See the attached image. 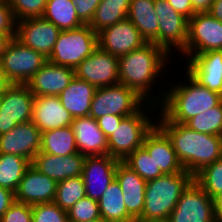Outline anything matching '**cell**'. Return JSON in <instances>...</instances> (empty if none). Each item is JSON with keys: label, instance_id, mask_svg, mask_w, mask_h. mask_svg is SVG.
I'll return each instance as SVG.
<instances>
[{"label": "cell", "instance_id": "obj_41", "mask_svg": "<svg viewBox=\"0 0 222 222\" xmlns=\"http://www.w3.org/2000/svg\"><path fill=\"white\" fill-rule=\"evenodd\" d=\"M102 0H72L76 7L77 16L84 24H89L96 8Z\"/></svg>", "mask_w": 222, "mask_h": 222}, {"label": "cell", "instance_id": "obj_10", "mask_svg": "<svg viewBox=\"0 0 222 222\" xmlns=\"http://www.w3.org/2000/svg\"><path fill=\"white\" fill-rule=\"evenodd\" d=\"M34 98L26 84H11L0 95V135L32 121Z\"/></svg>", "mask_w": 222, "mask_h": 222}, {"label": "cell", "instance_id": "obj_36", "mask_svg": "<svg viewBox=\"0 0 222 222\" xmlns=\"http://www.w3.org/2000/svg\"><path fill=\"white\" fill-rule=\"evenodd\" d=\"M122 162L145 181L164 175L161 171H156L153 157H150L148 151L143 146L129 154Z\"/></svg>", "mask_w": 222, "mask_h": 222}, {"label": "cell", "instance_id": "obj_31", "mask_svg": "<svg viewBox=\"0 0 222 222\" xmlns=\"http://www.w3.org/2000/svg\"><path fill=\"white\" fill-rule=\"evenodd\" d=\"M43 18L53 23L61 31L84 25L79 19L72 0H48Z\"/></svg>", "mask_w": 222, "mask_h": 222}, {"label": "cell", "instance_id": "obj_29", "mask_svg": "<svg viewBox=\"0 0 222 222\" xmlns=\"http://www.w3.org/2000/svg\"><path fill=\"white\" fill-rule=\"evenodd\" d=\"M40 152L58 156L78 153L72 127L68 126L42 132Z\"/></svg>", "mask_w": 222, "mask_h": 222}, {"label": "cell", "instance_id": "obj_40", "mask_svg": "<svg viewBox=\"0 0 222 222\" xmlns=\"http://www.w3.org/2000/svg\"><path fill=\"white\" fill-rule=\"evenodd\" d=\"M0 222H32V206L15 201L2 215Z\"/></svg>", "mask_w": 222, "mask_h": 222}, {"label": "cell", "instance_id": "obj_17", "mask_svg": "<svg viewBox=\"0 0 222 222\" xmlns=\"http://www.w3.org/2000/svg\"><path fill=\"white\" fill-rule=\"evenodd\" d=\"M41 131L32 122L17 124L0 135V154H12L28 159L31 163L40 152Z\"/></svg>", "mask_w": 222, "mask_h": 222}, {"label": "cell", "instance_id": "obj_43", "mask_svg": "<svg viewBox=\"0 0 222 222\" xmlns=\"http://www.w3.org/2000/svg\"><path fill=\"white\" fill-rule=\"evenodd\" d=\"M124 116L105 115L96 119L100 130L105 134L106 138L114 133L116 127H119Z\"/></svg>", "mask_w": 222, "mask_h": 222}, {"label": "cell", "instance_id": "obj_30", "mask_svg": "<svg viewBox=\"0 0 222 222\" xmlns=\"http://www.w3.org/2000/svg\"><path fill=\"white\" fill-rule=\"evenodd\" d=\"M130 0H102L88 24L96 33L127 18Z\"/></svg>", "mask_w": 222, "mask_h": 222}, {"label": "cell", "instance_id": "obj_23", "mask_svg": "<svg viewBox=\"0 0 222 222\" xmlns=\"http://www.w3.org/2000/svg\"><path fill=\"white\" fill-rule=\"evenodd\" d=\"M32 122L42 132L71 126L73 117L62 106L59 96H35Z\"/></svg>", "mask_w": 222, "mask_h": 222}, {"label": "cell", "instance_id": "obj_35", "mask_svg": "<svg viewBox=\"0 0 222 222\" xmlns=\"http://www.w3.org/2000/svg\"><path fill=\"white\" fill-rule=\"evenodd\" d=\"M194 181L212 199L222 194V158L204 167L194 176Z\"/></svg>", "mask_w": 222, "mask_h": 222}, {"label": "cell", "instance_id": "obj_4", "mask_svg": "<svg viewBox=\"0 0 222 222\" xmlns=\"http://www.w3.org/2000/svg\"><path fill=\"white\" fill-rule=\"evenodd\" d=\"M194 180L185 170L147 181L141 221H167L182 192Z\"/></svg>", "mask_w": 222, "mask_h": 222}, {"label": "cell", "instance_id": "obj_24", "mask_svg": "<svg viewBox=\"0 0 222 222\" xmlns=\"http://www.w3.org/2000/svg\"><path fill=\"white\" fill-rule=\"evenodd\" d=\"M71 127L79 153L85 156L109 155L107 138L94 118L90 116L73 118Z\"/></svg>", "mask_w": 222, "mask_h": 222}, {"label": "cell", "instance_id": "obj_1", "mask_svg": "<svg viewBox=\"0 0 222 222\" xmlns=\"http://www.w3.org/2000/svg\"><path fill=\"white\" fill-rule=\"evenodd\" d=\"M160 115L156 125L170 139L184 170L193 177L204 167L222 158V136L193 131L184 124L168 121Z\"/></svg>", "mask_w": 222, "mask_h": 222}, {"label": "cell", "instance_id": "obj_12", "mask_svg": "<svg viewBox=\"0 0 222 222\" xmlns=\"http://www.w3.org/2000/svg\"><path fill=\"white\" fill-rule=\"evenodd\" d=\"M167 222H215L214 201L193 180L182 192Z\"/></svg>", "mask_w": 222, "mask_h": 222}, {"label": "cell", "instance_id": "obj_7", "mask_svg": "<svg viewBox=\"0 0 222 222\" xmlns=\"http://www.w3.org/2000/svg\"><path fill=\"white\" fill-rule=\"evenodd\" d=\"M145 101L134 90L122 84L100 87L93 96L89 116L95 120L105 115L130 116Z\"/></svg>", "mask_w": 222, "mask_h": 222}, {"label": "cell", "instance_id": "obj_33", "mask_svg": "<svg viewBox=\"0 0 222 222\" xmlns=\"http://www.w3.org/2000/svg\"><path fill=\"white\" fill-rule=\"evenodd\" d=\"M86 197L82 176L68 178L57 182L54 203L62 210L68 211L80 199Z\"/></svg>", "mask_w": 222, "mask_h": 222}, {"label": "cell", "instance_id": "obj_51", "mask_svg": "<svg viewBox=\"0 0 222 222\" xmlns=\"http://www.w3.org/2000/svg\"><path fill=\"white\" fill-rule=\"evenodd\" d=\"M87 222H107V221H105L102 218H99V219H95V220H91V221H87Z\"/></svg>", "mask_w": 222, "mask_h": 222}, {"label": "cell", "instance_id": "obj_8", "mask_svg": "<svg viewBox=\"0 0 222 222\" xmlns=\"http://www.w3.org/2000/svg\"><path fill=\"white\" fill-rule=\"evenodd\" d=\"M0 61L2 71L11 84H26L47 58L14 37L6 46Z\"/></svg>", "mask_w": 222, "mask_h": 222}, {"label": "cell", "instance_id": "obj_48", "mask_svg": "<svg viewBox=\"0 0 222 222\" xmlns=\"http://www.w3.org/2000/svg\"><path fill=\"white\" fill-rule=\"evenodd\" d=\"M215 222H222V194L213 199Z\"/></svg>", "mask_w": 222, "mask_h": 222}, {"label": "cell", "instance_id": "obj_52", "mask_svg": "<svg viewBox=\"0 0 222 222\" xmlns=\"http://www.w3.org/2000/svg\"><path fill=\"white\" fill-rule=\"evenodd\" d=\"M135 222H167V221H141V220H137Z\"/></svg>", "mask_w": 222, "mask_h": 222}, {"label": "cell", "instance_id": "obj_5", "mask_svg": "<svg viewBox=\"0 0 222 222\" xmlns=\"http://www.w3.org/2000/svg\"><path fill=\"white\" fill-rule=\"evenodd\" d=\"M97 48V33L88 24H84L75 29L61 31L47 60L75 69Z\"/></svg>", "mask_w": 222, "mask_h": 222}, {"label": "cell", "instance_id": "obj_6", "mask_svg": "<svg viewBox=\"0 0 222 222\" xmlns=\"http://www.w3.org/2000/svg\"><path fill=\"white\" fill-rule=\"evenodd\" d=\"M144 112L141 107L136 113L122 119L119 127H116L114 133L107 138L109 156L123 161L143 146L145 136L157 124Z\"/></svg>", "mask_w": 222, "mask_h": 222}, {"label": "cell", "instance_id": "obj_50", "mask_svg": "<svg viewBox=\"0 0 222 222\" xmlns=\"http://www.w3.org/2000/svg\"><path fill=\"white\" fill-rule=\"evenodd\" d=\"M11 85V83L6 79L2 71L1 61H0V95Z\"/></svg>", "mask_w": 222, "mask_h": 222}, {"label": "cell", "instance_id": "obj_20", "mask_svg": "<svg viewBox=\"0 0 222 222\" xmlns=\"http://www.w3.org/2000/svg\"><path fill=\"white\" fill-rule=\"evenodd\" d=\"M74 69L46 61L26 83L34 96H58L74 78Z\"/></svg>", "mask_w": 222, "mask_h": 222}, {"label": "cell", "instance_id": "obj_49", "mask_svg": "<svg viewBox=\"0 0 222 222\" xmlns=\"http://www.w3.org/2000/svg\"><path fill=\"white\" fill-rule=\"evenodd\" d=\"M16 34H5L0 32V58L2 54L5 52L6 46L10 42L12 38H14Z\"/></svg>", "mask_w": 222, "mask_h": 222}, {"label": "cell", "instance_id": "obj_11", "mask_svg": "<svg viewBox=\"0 0 222 222\" xmlns=\"http://www.w3.org/2000/svg\"><path fill=\"white\" fill-rule=\"evenodd\" d=\"M155 12L158 17V37L153 42L162 47L168 54L171 46L181 52L187 44L188 19L176 12L167 0H154Z\"/></svg>", "mask_w": 222, "mask_h": 222}, {"label": "cell", "instance_id": "obj_13", "mask_svg": "<svg viewBox=\"0 0 222 222\" xmlns=\"http://www.w3.org/2000/svg\"><path fill=\"white\" fill-rule=\"evenodd\" d=\"M75 77L96 88L119 84L118 57L99 47L75 69Z\"/></svg>", "mask_w": 222, "mask_h": 222}, {"label": "cell", "instance_id": "obj_2", "mask_svg": "<svg viewBox=\"0 0 222 222\" xmlns=\"http://www.w3.org/2000/svg\"><path fill=\"white\" fill-rule=\"evenodd\" d=\"M168 55L162 47L146 42L140 48L120 56L119 84L134 90L144 100H150V86L165 68Z\"/></svg>", "mask_w": 222, "mask_h": 222}, {"label": "cell", "instance_id": "obj_21", "mask_svg": "<svg viewBox=\"0 0 222 222\" xmlns=\"http://www.w3.org/2000/svg\"><path fill=\"white\" fill-rule=\"evenodd\" d=\"M85 155L81 153L67 156L51 155L39 152L31 165L40 173L47 175L56 182L82 175Z\"/></svg>", "mask_w": 222, "mask_h": 222}, {"label": "cell", "instance_id": "obj_37", "mask_svg": "<svg viewBox=\"0 0 222 222\" xmlns=\"http://www.w3.org/2000/svg\"><path fill=\"white\" fill-rule=\"evenodd\" d=\"M48 0H7L16 21L43 17Z\"/></svg>", "mask_w": 222, "mask_h": 222}, {"label": "cell", "instance_id": "obj_16", "mask_svg": "<svg viewBox=\"0 0 222 222\" xmlns=\"http://www.w3.org/2000/svg\"><path fill=\"white\" fill-rule=\"evenodd\" d=\"M120 160L109 155L86 156L82 178L86 197L98 201L108 185L115 179L116 167Z\"/></svg>", "mask_w": 222, "mask_h": 222}, {"label": "cell", "instance_id": "obj_44", "mask_svg": "<svg viewBox=\"0 0 222 222\" xmlns=\"http://www.w3.org/2000/svg\"><path fill=\"white\" fill-rule=\"evenodd\" d=\"M176 12L181 13L190 19L196 12L193 9L191 0H167Z\"/></svg>", "mask_w": 222, "mask_h": 222}, {"label": "cell", "instance_id": "obj_46", "mask_svg": "<svg viewBox=\"0 0 222 222\" xmlns=\"http://www.w3.org/2000/svg\"><path fill=\"white\" fill-rule=\"evenodd\" d=\"M214 0H191L194 11L208 12Z\"/></svg>", "mask_w": 222, "mask_h": 222}, {"label": "cell", "instance_id": "obj_42", "mask_svg": "<svg viewBox=\"0 0 222 222\" xmlns=\"http://www.w3.org/2000/svg\"><path fill=\"white\" fill-rule=\"evenodd\" d=\"M17 21L7 2H0V32L16 34Z\"/></svg>", "mask_w": 222, "mask_h": 222}, {"label": "cell", "instance_id": "obj_25", "mask_svg": "<svg viewBox=\"0 0 222 222\" xmlns=\"http://www.w3.org/2000/svg\"><path fill=\"white\" fill-rule=\"evenodd\" d=\"M115 178L121 186L127 213L137 221L143 212L147 181L122 161L116 167Z\"/></svg>", "mask_w": 222, "mask_h": 222}, {"label": "cell", "instance_id": "obj_9", "mask_svg": "<svg viewBox=\"0 0 222 222\" xmlns=\"http://www.w3.org/2000/svg\"><path fill=\"white\" fill-rule=\"evenodd\" d=\"M210 50H222V21L209 12H197L188 19L187 44L181 53L189 57Z\"/></svg>", "mask_w": 222, "mask_h": 222}, {"label": "cell", "instance_id": "obj_45", "mask_svg": "<svg viewBox=\"0 0 222 222\" xmlns=\"http://www.w3.org/2000/svg\"><path fill=\"white\" fill-rule=\"evenodd\" d=\"M15 202L14 192L0 187V219L7 209Z\"/></svg>", "mask_w": 222, "mask_h": 222}, {"label": "cell", "instance_id": "obj_3", "mask_svg": "<svg viewBox=\"0 0 222 222\" xmlns=\"http://www.w3.org/2000/svg\"><path fill=\"white\" fill-rule=\"evenodd\" d=\"M188 83L176 84L164 92L160 104L162 114L168 121L185 124L222 101V95L198 83L188 72ZM165 95V96H164ZM162 101V102H161Z\"/></svg>", "mask_w": 222, "mask_h": 222}, {"label": "cell", "instance_id": "obj_32", "mask_svg": "<svg viewBox=\"0 0 222 222\" xmlns=\"http://www.w3.org/2000/svg\"><path fill=\"white\" fill-rule=\"evenodd\" d=\"M31 162L17 155L0 154V187L15 193Z\"/></svg>", "mask_w": 222, "mask_h": 222}, {"label": "cell", "instance_id": "obj_39", "mask_svg": "<svg viewBox=\"0 0 222 222\" xmlns=\"http://www.w3.org/2000/svg\"><path fill=\"white\" fill-rule=\"evenodd\" d=\"M32 222H70L67 211L56 203H40L32 206Z\"/></svg>", "mask_w": 222, "mask_h": 222}, {"label": "cell", "instance_id": "obj_34", "mask_svg": "<svg viewBox=\"0 0 222 222\" xmlns=\"http://www.w3.org/2000/svg\"><path fill=\"white\" fill-rule=\"evenodd\" d=\"M184 125L193 131L222 136V101L217 106L191 118Z\"/></svg>", "mask_w": 222, "mask_h": 222}, {"label": "cell", "instance_id": "obj_28", "mask_svg": "<svg viewBox=\"0 0 222 222\" xmlns=\"http://www.w3.org/2000/svg\"><path fill=\"white\" fill-rule=\"evenodd\" d=\"M100 217L107 222H135L127 213L123 192L115 178L98 200Z\"/></svg>", "mask_w": 222, "mask_h": 222}, {"label": "cell", "instance_id": "obj_38", "mask_svg": "<svg viewBox=\"0 0 222 222\" xmlns=\"http://www.w3.org/2000/svg\"><path fill=\"white\" fill-rule=\"evenodd\" d=\"M67 216L70 222H87L99 219L101 217L98 201L84 197L67 211Z\"/></svg>", "mask_w": 222, "mask_h": 222}, {"label": "cell", "instance_id": "obj_18", "mask_svg": "<svg viewBox=\"0 0 222 222\" xmlns=\"http://www.w3.org/2000/svg\"><path fill=\"white\" fill-rule=\"evenodd\" d=\"M57 182L40 173L32 165L26 170L15 191V201L27 205L51 203L56 195Z\"/></svg>", "mask_w": 222, "mask_h": 222}, {"label": "cell", "instance_id": "obj_15", "mask_svg": "<svg viewBox=\"0 0 222 222\" xmlns=\"http://www.w3.org/2000/svg\"><path fill=\"white\" fill-rule=\"evenodd\" d=\"M97 36L98 47L118 58L146 43L128 18L101 30Z\"/></svg>", "mask_w": 222, "mask_h": 222}, {"label": "cell", "instance_id": "obj_19", "mask_svg": "<svg viewBox=\"0 0 222 222\" xmlns=\"http://www.w3.org/2000/svg\"><path fill=\"white\" fill-rule=\"evenodd\" d=\"M187 72L202 86L222 95V50L192 54Z\"/></svg>", "mask_w": 222, "mask_h": 222}, {"label": "cell", "instance_id": "obj_14", "mask_svg": "<svg viewBox=\"0 0 222 222\" xmlns=\"http://www.w3.org/2000/svg\"><path fill=\"white\" fill-rule=\"evenodd\" d=\"M60 32L58 27L43 17L27 18L17 21L15 38L48 58Z\"/></svg>", "mask_w": 222, "mask_h": 222}, {"label": "cell", "instance_id": "obj_22", "mask_svg": "<svg viewBox=\"0 0 222 222\" xmlns=\"http://www.w3.org/2000/svg\"><path fill=\"white\" fill-rule=\"evenodd\" d=\"M143 147L153 157L156 171H161L164 175L184 171L170 139L157 125L145 136Z\"/></svg>", "mask_w": 222, "mask_h": 222}, {"label": "cell", "instance_id": "obj_47", "mask_svg": "<svg viewBox=\"0 0 222 222\" xmlns=\"http://www.w3.org/2000/svg\"><path fill=\"white\" fill-rule=\"evenodd\" d=\"M208 12L217 20L222 21V0H214Z\"/></svg>", "mask_w": 222, "mask_h": 222}, {"label": "cell", "instance_id": "obj_27", "mask_svg": "<svg viewBox=\"0 0 222 222\" xmlns=\"http://www.w3.org/2000/svg\"><path fill=\"white\" fill-rule=\"evenodd\" d=\"M127 18L139 30L146 42H154L157 39L159 22L154 0H130Z\"/></svg>", "mask_w": 222, "mask_h": 222}, {"label": "cell", "instance_id": "obj_26", "mask_svg": "<svg viewBox=\"0 0 222 222\" xmlns=\"http://www.w3.org/2000/svg\"><path fill=\"white\" fill-rule=\"evenodd\" d=\"M96 89L95 86L87 81L74 76L67 88L58 96L62 106L73 118L87 117L89 116L91 102Z\"/></svg>", "mask_w": 222, "mask_h": 222}]
</instances>
